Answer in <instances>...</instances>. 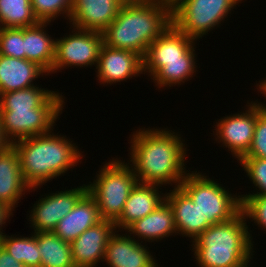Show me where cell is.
Masks as SVG:
<instances>
[{
    "mask_svg": "<svg viewBox=\"0 0 266 267\" xmlns=\"http://www.w3.org/2000/svg\"><path fill=\"white\" fill-rule=\"evenodd\" d=\"M167 129L142 127L130 135V159L127 162L131 163L138 183L179 187L191 171L185 165L189 151L185 139L179 131Z\"/></svg>",
    "mask_w": 266,
    "mask_h": 267,
    "instance_id": "1",
    "label": "cell"
},
{
    "mask_svg": "<svg viewBox=\"0 0 266 267\" xmlns=\"http://www.w3.org/2000/svg\"><path fill=\"white\" fill-rule=\"evenodd\" d=\"M172 23L171 2L141 0L121 6L113 22L102 32L108 47L145 56L149 45Z\"/></svg>",
    "mask_w": 266,
    "mask_h": 267,
    "instance_id": "2",
    "label": "cell"
},
{
    "mask_svg": "<svg viewBox=\"0 0 266 267\" xmlns=\"http://www.w3.org/2000/svg\"><path fill=\"white\" fill-rule=\"evenodd\" d=\"M70 140L64 134L51 131L12 143L18 152L23 179L30 187L29 193L52 179L64 176L81 162L83 152Z\"/></svg>",
    "mask_w": 266,
    "mask_h": 267,
    "instance_id": "3",
    "label": "cell"
},
{
    "mask_svg": "<svg viewBox=\"0 0 266 267\" xmlns=\"http://www.w3.org/2000/svg\"><path fill=\"white\" fill-rule=\"evenodd\" d=\"M241 211L233 219L210 225L191 248L199 267H241L254 258V241ZM249 230V231H248Z\"/></svg>",
    "mask_w": 266,
    "mask_h": 267,
    "instance_id": "4",
    "label": "cell"
},
{
    "mask_svg": "<svg viewBox=\"0 0 266 267\" xmlns=\"http://www.w3.org/2000/svg\"><path fill=\"white\" fill-rule=\"evenodd\" d=\"M112 158L99 168L98 173L87 185V192L98 205L100 218L115 222L123 212L132 188L137 183L130 163Z\"/></svg>",
    "mask_w": 266,
    "mask_h": 267,
    "instance_id": "5",
    "label": "cell"
},
{
    "mask_svg": "<svg viewBox=\"0 0 266 267\" xmlns=\"http://www.w3.org/2000/svg\"><path fill=\"white\" fill-rule=\"evenodd\" d=\"M198 171H190L180 183V187L190 196L211 225L227 222L242 210L239 194H232L213 178Z\"/></svg>",
    "mask_w": 266,
    "mask_h": 267,
    "instance_id": "6",
    "label": "cell"
},
{
    "mask_svg": "<svg viewBox=\"0 0 266 267\" xmlns=\"http://www.w3.org/2000/svg\"><path fill=\"white\" fill-rule=\"evenodd\" d=\"M243 0H173L172 24L195 41L219 27Z\"/></svg>",
    "mask_w": 266,
    "mask_h": 267,
    "instance_id": "7",
    "label": "cell"
},
{
    "mask_svg": "<svg viewBox=\"0 0 266 267\" xmlns=\"http://www.w3.org/2000/svg\"><path fill=\"white\" fill-rule=\"evenodd\" d=\"M72 28L69 35L64 34L65 37L56 38L51 74L67 69L66 67H97L100 50L104 44L102 32Z\"/></svg>",
    "mask_w": 266,
    "mask_h": 267,
    "instance_id": "8",
    "label": "cell"
},
{
    "mask_svg": "<svg viewBox=\"0 0 266 267\" xmlns=\"http://www.w3.org/2000/svg\"><path fill=\"white\" fill-rule=\"evenodd\" d=\"M64 108H0L2 130L10 144L54 131Z\"/></svg>",
    "mask_w": 266,
    "mask_h": 267,
    "instance_id": "9",
    "label": "cell"
},
{
    "mask_svg": "<svg viewBox=\"0 0 266 267\" xmlns=\"http://www.w3.org/2000/svg\"><path fill=\"white\" fill-rule=\"evenodd\" d=\"M245 112L235 113L233 115L221 118L214 125L213 135L222 147L231 151L234 159L239 161L249 150L254 129L258 117V101H248Z\"/></svg>",
    "mask_w": 266,
    "mask_h": 267,
    "instance_id": "10",
    "label": "cell"
},
{
    "mask_svg": "<svg viewBox=\"0 0 266 267\" xmlns=\"http://www.w3.org/2000/svg\"><path fill=\"white\" fill-rule=\"evenodd\" d=\"M87 192V185L41 195L29 211V224L33 232H53L58 222L67 215Z\"/></svg>",
    "mask_w": 266,
    "mask_h": 267,
    "instance_id": "11",
    "label": "cell"
},
{
    "mask_svg": "<svg viewBox=\"0 0 266 267\" xmlns=\"http://www.w3.org/2000/svg\"><path fill=\"white\" fill-rule=\"evenodd\" d=\"M97 70V71H96ZM95 72L100 85H113L143 74V57L134 51L103 44Z\"/></svg>",
    "mask_w": 266,
    "mask_h": 267,
    "instance_id": "12",
    "label": "cell"
},
{
    "mask_svg": "<svg viewBox=\"0 0 266 267\" xmlns=\"http://www.w3.org/2000/svg\"><path fill=\"white\" fill-rule=\"evenodd\" d=\"M197 41L179 31L172 23L153 41L143 57V73L152 78L162 61L183 60V54Z\"/></svg>",
    "mask_w": 266,
    "mask_h": 267,
    "instance_id": "13",
    "label": "cell"
},
{
    "mask_svg": "<svg viewBox=\"0 0 266 267\" xmlns=\"http://www.w3.org/2000/svg\"><path fill=\"white\" fill-rule=\"evenodd\" d=\"M115 230L113 221L102 219L71 242L74 266L96 267L100 262L102 263L107 243Z\"/></svg>",
    "mask_w": 266,
    "mask_h": 267,
    "instance_id": "14",
    "label": "cell"
},
{
    "mask_svg": "<svg viewBox=\"0 0 266 267\" xmlns=\"http://www.w3.org/2000/svg\"><path fill=\"white\" fill-rule=\"evenodd\" d=\"M119 232L121 231L115 230L111 235L103 263L106 262L109 267H160L147 245L127 233L121 235Z\"/></svg>",
    "mask_w": 266,
    "mask_h": 267,
    "instance_id": "15",
    "label": "cell"
},
{
    "mask_svg": "<svg viewBox=\"0 0 266 267\" xmlns=\"http://www.w3.org/2000/svg\"><path fill=\"white\" fill-rule=\"evenodd\" d=\"M119 0H72L70 27L103 32L116 18Z\"/></svg>",
    "mask_w": 266,
    "mask_h": 267,
    "instance_id": "16",
    "label": "cell"
},
{
    "mask_svg": "<svg viewBox=\"0 0 266 267\" xmlns=\"http://www.w3.org/2000/svg\"><path fill=\"white\" fill-rule=\"evenodd\" d=\"M166 200L174 212L177 235L188 237L193 242L211 225L203 219L197 205L180 186L174 187L168 193L166 191Z\"/></svg>",
    "mask_w": 266,
    "mask_h": 267,
    "instance_id": "17",
    "label": "cell"
},
{
    "mask_svg": "<svg viewBox=\"0 0 266 267\" xmlns=\"http://www.w3.org/2000/svg\"><path fill=\"white\" fill-rule=\"evenodd\" d=\"M158 184L136 183L132 188L120 217L114 222L116 230H124L136 220L152 213L166 200ZM122 229V230H121Z\"/></svg>",
    "mask_w": 266,
    "mask_h": 267,
    "instance_id": "18",
    "label": "cell"
},
{
    "mask_svg": "<svg viewBox=\"0 0 266 267\" xmlns=\"http://www.w3.org/2000/svg\"><path fill=\"white\" fill-rule=\"evenodd\" d=\"M29 191L30 187L22 176L18 152L10 144L0 152V203L14 211L19 200Z\"/></svg>",
    "mask_w": 266,
    "mask_h": 267,
    "instance_id": "19",
    "label": "cell"
},
{
    "mask_svg": "<svg viewBox=\"0 0 266 267\" xmlns=\"http://www.w3.org/2000/svg\"><path fill=\"white\" fill-rule=\"evenodd\" d=\"M138 242L152 243L177 234L174 223V212L167 200L160 204L152 213L136 220L125 230ZM174 234V235H173ZM141 240V241H140Z\"/></svg>",
    "mask_w": 266,
    "mask_h": 267,
    "instance_id": "20",
    "label": "cell"
},
{
    "mask_svg": "<svg viewBox=\"0 0 266 267\" xmlns=\"http://www.w3.org/2000/svg\"><path fill=\"white\" fill-rule=\"evenodd\" d=\"M101 220L95 199L86 192L73 209L58 222L53 232L63 241L71 243Z\"/></svg>",
    "mask_w": 266,
    "mask_h": 267,
    "instance_id": "21",
    "label": "cell"
},
{
    "mask_svg": "<svg viewBox=\"0 0 266 267\" xmlns=\"http://www.w3.org/2000/svg\"><path fill=\"white\" fill-rule=\"evenodd\" d=\"M43 75L48 76L34 62L0 54V95L5 92L36 86L34 81Z\"/></svg>",
    "mask_w": 266,
    "mask_h": 267,
    "instance_id": "22",
    "label": "cell"
},
{
    "mask_svg": "<svg viewBox=\"0 0 266 267\" xmlns=\"http://www.w3.org/2000/svg\"><path fill=\"white\" fill-rule=\"evenodd\" d=\"M51 22L23 28L25 59L36 63L48 75L51 74L55 58L56 39H52L45 28Z\"/></svg>",
    "mask_w": 266,
    "mask_h": 267,
    "instance_id": "23",
    "label": "cell"
},
{
    "mask_svg": "<svg viewBox=\"0 0 266 267\" xmlns=\"http://www.w3.org/2000/svg\"><path fill=\"white\" fill-rule=\"evenodd\" d=\"M62 94L36 85L2 93L0 108H63L66 98Z\"/></svg>",
    "mask_w": 266,
    "mask_h": 267,
    "instance_id": "24",
    "label": "cell"
},
{
    "mask_svg": "<svg viewBox=\"0 0 266 267\" xmlns=\"http://www.w3.org/2000/svg\"><path fill=\"white\" fill-rule=\"evenodd\" d=\"M195 43L183 54V60L162 61V68L151 78L157 88L182 85L197 71Z\"/></svg>",
    "mask_w": 266,
    "mask_h": 267,
    "instance_id": "25",
    "label": "cell"
},
{
    "mask_svg": "<svg viewBox=\"0 0 266 267\" xmlns=\"http://www.w3.org/2000/svg\"><path fill=\"white\" fill-rule=\"evenodd\" d=\"M37 242L41 255L40 267H75L70 243L54 232H37Z\"/></svg>",
    "mask_w": 266,
    "mask_h": 267,
    "instance_id": "26",
    "label": "cell"
},
{
    "mask_svg": "<svg viewBox=\"0 0 266 267\" xmlns=\"http://www.w3.org/2000/svg\"><path fill=\"white\" fill-rule=\"evenodd\" d=\"M32 233L28 237H23V235L18 237L16 233L15 236H9L4 233L0 238V245L25 267H40L41 255L39 253L37 233Z\"/></svg>",
    "mask_w": 266,
    "mask_h": 267,
    "instance_id": "27",
    "label": "cell"
},
{
    "mask_svg": "<svg viewBox=\"0 0 266 267\" xmlns=\"http://www.w3.org/2000/svg\"><path fill=\"white\" fill-rule=\"evenodd\" d=\"M38 23L31 0H0V27L25 28Z\"/></svg>",
    "mask_w": 266,
    "mask_h": 267,
    "instance_id": "28",
    "label": "cell"
},
{
    "mask_svg": "<svg viewBox=\"0 0 266 267\" xmlns=\"http://www.w3.org/2000/svg\"><path fill=\"white\" fill-rule=\"evenodd\" d=\"M33 13L39 22H54L56 18L70 19L72 0H31Z\"/></svg>",
    "mask_w": 266,
    "mask_h": 267,
    "instance_id": "29",
    "label": "cell"
},
{
    "mask_svg": "<svg viewBox=\"0 0 266 267\" xmlns=\"http://www.w3.org/2000/svg\"><path fill=\"white\" fill-rule=\"evenodd\" d=\"M239 165L246 172L249 180L256 187L255 192L248 194H240L241 201L247 195H266V159L257 157H242ZM259 191V192H258Z\"/></svg>",
    "mask_w": 266,
    "mask_h": 267,
    "instance_id": "30",
    "label": "cell"
},
{
    "mask_svg": "<svg viewBox=\"0 0 266 267\" xmlns=\"http://www.w3.org/2000/svg\"><path fill=\"white\" fill-rule=\"evenodd\" d=\"M0 54L25 59L23 28L0 27Z\"/></svg>",
    "mask_w": 266,
    "mask_h": 267,
    "instance_id": "31",
    "label": "cell"
},
{
    "mask_svg": "<svg viewBox=\"0 0 266 267\" xmlns=\"http://www.w3.org/2000/svg\"><path fill=\"white\" fill-rule=\"evenodd\" d=\"M243 157L266 159V109L262 102H258V117L251 146Z\"/></svg>",
    "mask_w": 266,
    "mask_h": 267,
    "instance_id": "32",
    "label": "cell"
},
{
    "mask_svg": "<svg viewBox=\"0 0 266 267\" xmlns=\"http://www.w3.org/2000/svg\"><path fill=\"white\" fill-rule=\"evenodd\" d=\"M241 211L247 220L266 230V195H247L242 200Z\"/></svg>",
    "mask_w": 266,
    "mask_h": 267,
    "instance_id": "33",
    "label": "cell"
},
{
    "mask_svg": "<svg viewBox=\"0 0 266 267\" xmlns=\"http://www.w3.org/2000/svg\"><path fill=\"white\" fill-rule=\"evenodd\" d=\"M0 267H25L22 263L17 262L8 252L0 245Z\"/></svg>",
    "mask_w": 266,
    "mask_h": 267,
    "instance_id": "34",
    "label": "cell"
},
{
    "mask_svg": "<svg viewBox=\"0 0 266 267\" xmlns=\"http://www.w3.org/2000/svg\"><path fill=\"white\" fill-rule=\"evenodd\" d=\"M12 215H13V210L10 209L5 204L0 203V238L4 234L3 228L5 227L6 222L10 219L9 217H11Z\"/></svg>",
    "mask_w": 266,
    "mask_h": 267,
    "instance_id": "35",
    "label": "cell"
},
{
    "mask_svg": "<svg viewBox=\"0 0 266 267\" xmlns=\"http://www.w3.org/2000/svg\"><path fill=\"white\" fill-rule=\"evenodd\" d=\"M10 145V142L5 138L2 130V121L0 116V152Z\"/></svg>",
    "mask_w": 266,
    "mask_h": 267,
    "instance_id": "36",
    "label": "cell"
},
{
    "mask_svg": "<svg viewBox=\"0 0 266 267\" xmlns=\"http://www.w3.org/2000/svg\"><path fill=\"white\" fill-rule=\"evenodd\" d=\"M255 86H256V88L258 87L257 90L261 94H263L262 96H264L266 98V77L264 80L259 81V83H257ZM262 104H263L264 108L266 109L265 101Z\"/></svg>",
    "mask_w": 266,
    "mask_h": 267,
    "instance_id": "37",
    "label": "cell"
},
{
    "mask_svg": "<svg viewBox=\"0 0 266 267\" xmlns=\"http://www.w3.org/2000/svg\"><path fill=\"white\" fill-rule=\"evenodd\" d=\"M119 1H121L123 4H126V3L138 2V1H141V0H119Z\"/></svg>",
    "mask_w": 266,
    "mask_h": 267,
    "instance_id": "38",
    "label": "cell"
},
{
    "mask_svg": "<svg viewBox=\"0 0 266 267\" xmlns=\"http://www.w3.org/2000/svg\"><path fill=\"white\" fill-rule=\"evenodd\" d=\"M250 263L252 264V262L248 261L246 264L242 265L241 267H249L251 265ZM251 267H252V265H251Z\"/></svg>",
    "mask_w": 266,
    "mask_h": 267,
    "instance_id": "39",
    "label": "cell"
}]
</instances>
